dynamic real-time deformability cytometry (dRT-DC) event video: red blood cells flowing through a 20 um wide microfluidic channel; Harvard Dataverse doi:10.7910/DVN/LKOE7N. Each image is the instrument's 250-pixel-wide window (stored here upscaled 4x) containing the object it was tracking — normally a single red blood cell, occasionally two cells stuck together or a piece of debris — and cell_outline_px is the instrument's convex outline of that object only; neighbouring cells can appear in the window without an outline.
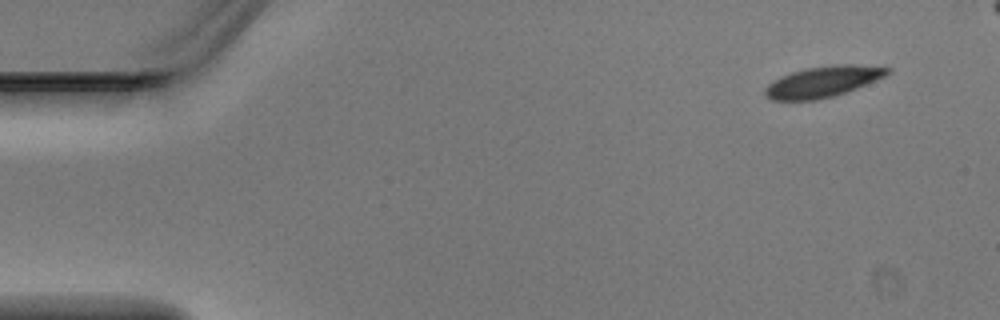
{"species": "Egyptian fruit bat (a non-hibernating species)", "species_latin": "Rousettus aegyptiacus", "temperature_condition": "warm", "stored_images_in_passage": 6, "camera_frame_rate_fps": 3000, "um_per_image_px": 0.085, "animal": {"sex": "male"}, "frame": {"image": 1, "passage_image": 1, "time_ms": 0.0, "image_size_px": [1000, 320], "cell_outline_px": [[892, 72], [884, 76], [856, 88], [832, 96], [816, 100], [772, 100], [764, 96], [764, 88], [772, 80], [780, 76], [792, 72], [808, 68], [836, 64], [856, 64], [892, 68]], "centroid_in_image_um": [69.91, 6.94], "position_along_channel_um": 15.1, "area_um2": 21.96}}
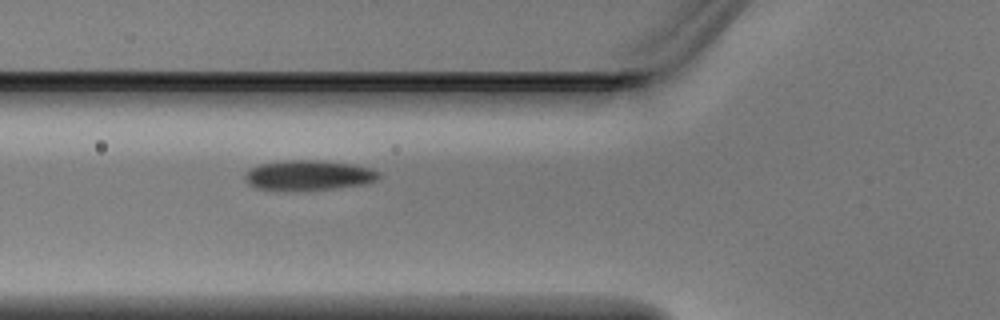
{"frame": {"image": 2, "passage_image": 5, "time_ms": 1.333, "image_size_px": [1000, 320], "cell_outline_px": [[380, 176], [376, 180], [364, 184], [336, 188], [256, 188], [248, 184], [244, 180], [244, 176], [252, 168], [260, 164], [288, 160], [316, 160], [352, 164], [372, 168], [380, 172]], "centroid_in_image_um": [26.28, 14.86], "position_along_channel_um": 99.5, "area_um2": 22.6}}